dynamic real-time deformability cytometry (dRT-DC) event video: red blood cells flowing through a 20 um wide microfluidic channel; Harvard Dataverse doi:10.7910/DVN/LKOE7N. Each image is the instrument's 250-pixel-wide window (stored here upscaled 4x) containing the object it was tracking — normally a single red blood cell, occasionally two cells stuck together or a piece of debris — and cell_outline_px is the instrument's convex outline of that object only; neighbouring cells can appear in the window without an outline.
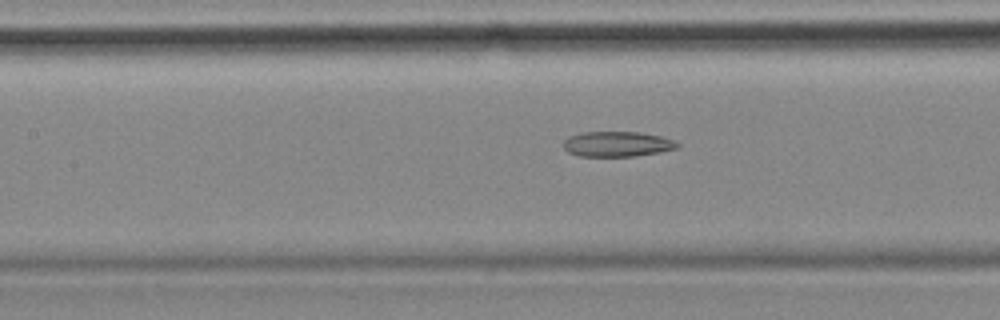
{"species": "common noctule bat (a hibernating species)", "species_latin": "Nyctalus noctula", "temperature_condition": "cold", "stored_images_in_passage": 24, "camera_frame_rate_fps": 3000, "um_per_image_px": 0.085, "animal": {"sex": "female", "body_mass_g": 18.4}, "frame": {"image": 1, "passage_image": 14, "time_ms": 4.333, "image_size_px": [1000, 320], "cell_outline_px": [[680, 144], [676, 148], [660, 152], [636, 156], [576, 156], [568, 152], [564, 148], [564, 140], [568, 136], [580, 132], [640, 132], [660, 136], [672, 140]], "centroid_in_image_um": [52.42, 12.24], "position_along_channel_um": 155.0, "area_um2": 16.76}}
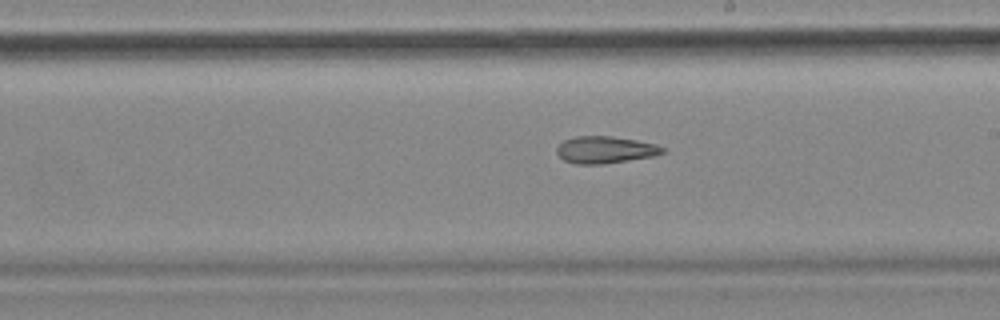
{"frame": {"image": 2, "passage_image": 21, "time_ms": 6.667, "image_size_px": [1000, 320], "cell_outline_px": [[664, 152], [656, 156], [604, 164], [576, 164], [564, 160], [556, 152], [556, 148], [564, 140], [576, 136], [612, 136], [636, 140], [656, 144], [664, 148]], "centroid_in_image_um": [51.45, 12.73], "position_along_channel_um": 237.5, "area_um2": 16.7}}